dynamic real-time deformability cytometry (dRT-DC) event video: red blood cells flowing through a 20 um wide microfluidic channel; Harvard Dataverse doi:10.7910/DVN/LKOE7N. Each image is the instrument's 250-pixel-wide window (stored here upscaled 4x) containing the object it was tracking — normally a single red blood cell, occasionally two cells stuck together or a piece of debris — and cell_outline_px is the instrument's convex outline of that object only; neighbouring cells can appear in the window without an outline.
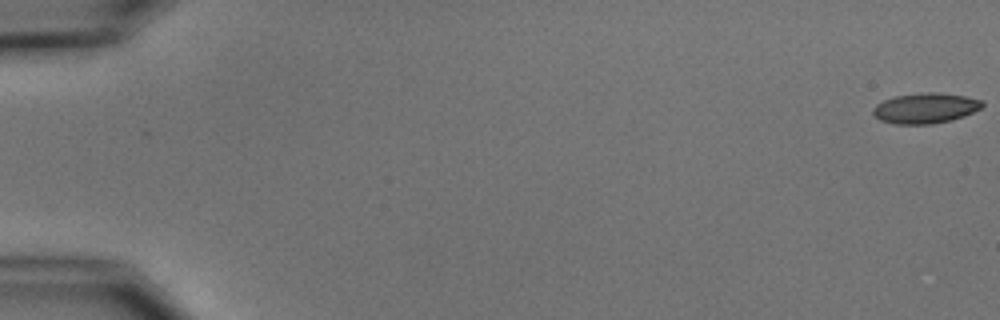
{"species": "common noctule bat (a hibernating species)", "species_latin": "Nyctalus noctula", "temperature_condition": "cold", "stored_images_in_passage": 6, "camera_frame_rate_fps": 3000, "um_per_image_px": 0.085, "animal": {"sex": "male", "body_mass_g": 15.6}, "frame": {"image": 1, "passage_image": 1, "time_ms": 0.0, "image_size_px": [1000, 320], "cell_outline_px": [[984, 104], [980, 108], [964, 116], [952, 120], [932, 124], [896, 124], [880, 120], [872, 112], [872, 108], [876, 104], [884, 100], [896, 96], [928, 92], [936, 92], [964, 96], [984, 100]], "centroid_in_image_um": [78.66, 9.2], "position_along_channel_um": 6.3, "area_um2": 19.25}}
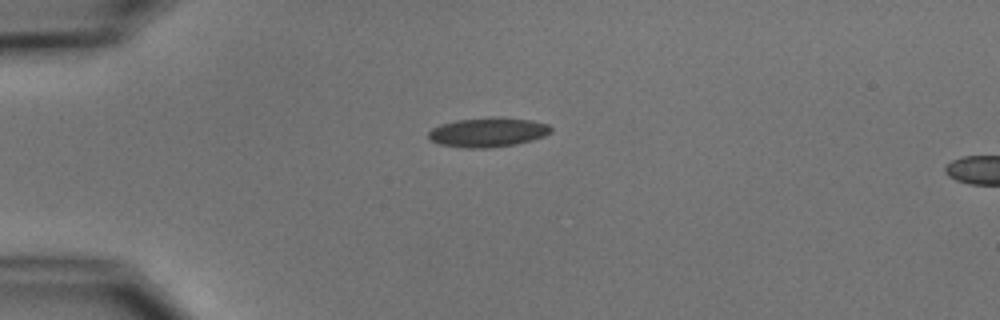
{"frame": {"image": 2, "passage_image": 5, "time_ms": 4.667, "image_size_px": [1000, 320], "cell_outline_px": [[552, 132], [544, 136], [532, 140], [516, 144], [488, 148], [464, 148], [440, 144], [432, 140], [428, 136], [428, 132], [432, 128], [440, 124], [456, 120], [496, 116], [532, 120], [548, 124], [552, 128]], "centroid_in_image_um": [41.49, 11.23], "position_along_channel_um": 43.5, "area_um2": 21.15}}